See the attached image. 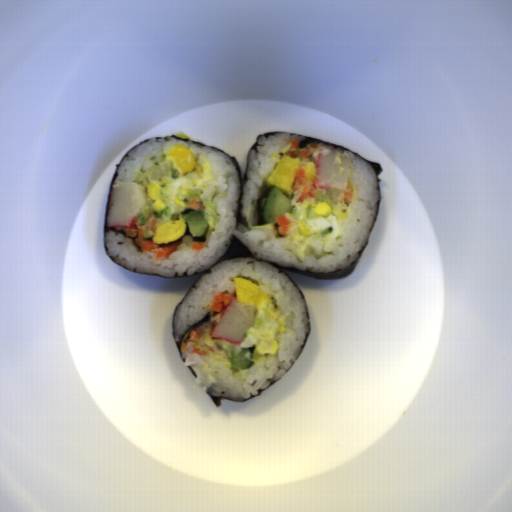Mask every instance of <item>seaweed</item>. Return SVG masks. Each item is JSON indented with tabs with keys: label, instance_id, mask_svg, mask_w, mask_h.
Instances as JSON below:
<instances>
[{
	"label": "seaweed",
	"instance_id": "obj_1",
	"mask_svg": "<svg viewBox=\"0 0 512 512\" xmlns=\"http://www.w3.org/2000/svg\"><path fill=\"white\" fill-rule=\"evenodd\" d=\"M274 132H284V131H271V132H265V133H262L260 135H257L256 142L254 144H252L250 146V148L248 149V151H247V159H246L244 175H243L242 168H241L237 158L229 155L228 153H226L225 151H223L220 148L208 146V145L204 144L203 142H201L199 140L185 139V138H181V137L174 136V135H166V136L155 137V138H169V139L179 140V141H183V142H187V143H191V144H195V145H199V146H203V147H207V148H212V149H216V150L222 152L223 154L229 156L237 165V168H238V171H239V174H240V177H241V184H242V191H241L240 204H239L238 222L240 224H242L243 226H245L246 228H249V225H248L246 217L240 212V210L242 208L241 201H242V197H243L244 183H246L247 181L250 180L249 177H248V172H247L248 155H249V152H250L251 149L257 152V146H263L260 143H258L259 137H261L263 135L266 138H268V136L271 135ZM286 133H291V134H296V135L308 137V138L304 139L303 141L299 142V147L300 148H304L308 144H312V143H317V144H321V145H332V146H334L336 148L343 149V150L349 151L351 153H354V154H357L358 156H360L362 159H364L365 161H367L369 164H371L373 166V168L375 169V171L378 174V176L380 175V173L383 170L379 162L368 161L367 159H365L364 157H362L358 153H356V152H354V151H352V150H350V149H348L346 147L338 145L336 143H333V142H330V141L318 138V137L313 136V135H307V134H301V133H292V132H286ZM149 139H151V138H148V139H146L144 141H141L138 144H136L135 146H133L132 148H130L127 152H125L123 154L119 164H115V169H114V172H113L110 184H109L107 198H106L105 216H104V227H103V239H102V246H103L104 252L107 255V257L115 265H117L120 268H122V269H124L126 271H129V272H131L133 274H141V275H148V274L135 273V272H132L130 270H127L124 267H122L121 265H119L118 263H116L110 257L109 253L106 250L105 233H107L109 231V232L121 233L123 235H126V229L108 228L106 226L107 212H108V205H109L111 187H112L113 180H121L117 170H118L121 162L126 157V155L129 152H131L134 148H136L138 145L148 141ZM381 181H383V180H381L380 177H379L380 202H379L377 218H378L379 211H380V208H381V185H380ZM377 218H376V220H377ZM376 220H375L374 225H373V227L371 229V232H370V235H369L367 243L358 251L359 254H360L358 259L349 268H346V269H343V270H340V271H334V272H328V273L327 272H312L309 269H306V270L303 271V270H299V269H296V268L280 265V264H277L275 262H272V261H269V260L257 257L245 244H243L238 238H236L234 236V234H235V232H234L233 237H232V241H231V245H230L229 249L226 251V253L224 254V256L221 259H219L215 264H213L210 268H208L206 271H204L203 273H198V274L189 275V276H188L187 272H185V274L183 276H179V277H178V275L176 273L174 278L192 277V276L200 274L195 279V281L193 282L191 287L187 290V292L182 296L181 300L173 308V312H172V319H171V335H172V340H173V342H174V344L176 346V349H177V351L179 353V356H180L184 366L186 367L185 359L183 357V351H182V342L185 341L186 337L188 336V334L190 333L191 330H193L195 328L199 329L203 324H205L206 322L210 321L211 312L210 313H205L179 339H177L176 333H175V317H176V313H177L178 309L180 308V306L182 305V303L184 302V300L186 299V297L191 293V291L194 288L198 289L197 285L200 282V280L203 278V276L206 275V274H211V271H212L213 268H215L219 264H222V263L230 261V260H259V261L267 263V264L271 265L272 267L276 268L278 273H283L294 284V286L297 288V290L299 291V293H300V295H301V297H302V299L304 301V305H305V309H306V313H307L308 329H307V331H304L303 343H302L301 346H299L302 349V348H305V346H306L307 340H308L309 335H310L311 327H312L310 311H309V307H308V303H307L305 294L300 289L298 284L295 282L293 277L291 275H289L286 271L292 272V273H295V274H298V275H302V276H305V277H309V278H312V279H316V280H335V279H339V278L348 277L355 270V268H356V266H357V264H358V262H359V260H360V258L362 256V254H363V252H364V250H365V248H366V246H367V244H368V242L370 240V237H371V234L373 232ZM238 222H237V225H238ZM150 276L162 277L160 275H150ZM162 278H173V277H162Z\"/></svg>",
	"mask_w": 512,
	"mask_h": 512
},
{
	"label": "seaweed",
	"instance_id": "obj_2",
	"mask_svg": "<svg viewBox=\"0 0 512 512\" xmlns=\"http://www.w3.org/2000/svg\"><path fill=\"white\" fill-rule=\"evenodd\" d=\"M281 377H282V376H281ZM281 377H280L279 379H276V380H274V381H271L270 386H268L267 388H265V389H259V394H256V395H252V394H251L250 399H247V400H244V401H233V400H231V399H229V398H227V397L215 396V395L210 394V393H208V392H206V391H205V392H206V394L208 395V397L211 399V401L213 402V404L215 405V407L217 408V407H219V406H222V402H223V400H228V401H233V402H237V403H238V402H246V401H248V400H251V399H253V398H256V397H258L259 395H261L265 390H267L268 388H270L271 386H273L274 384H276V383L281 379Z\"/></svg>",
	"mask_w": 512,
	"mask_h": 512
},
{
	"label": "seaweed",
	"instance_id": "obj_3",
	"mask_svg": "<svg viewBox=\"0 0 512 512\" xmlns=\"http://www.w3.org/2000/svg\"><path fill=\"white\" fill-rule=\"evenodd\" d=\"M187 368L193 374V376L196 378L197 374H196L195 370L191 366H188Z\"/></svg>",
	"mask_w": 512,
	"mask_h": 512
}]
</instances>
